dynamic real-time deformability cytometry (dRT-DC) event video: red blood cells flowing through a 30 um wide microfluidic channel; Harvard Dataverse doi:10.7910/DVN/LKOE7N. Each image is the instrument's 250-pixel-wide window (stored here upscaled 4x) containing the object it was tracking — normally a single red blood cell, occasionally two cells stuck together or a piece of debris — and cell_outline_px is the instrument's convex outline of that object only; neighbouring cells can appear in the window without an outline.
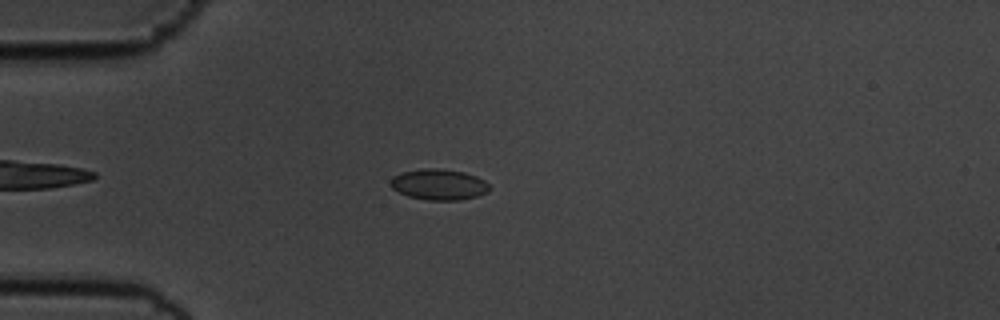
{"species": "common noctule bat (a hibernating species)", "species_latin": "Nyctalus noctula", "temperature_condition": "cold", "stored_images_in_passage": 50, "camera_frame_rate_fps": 3000, "um_per_image_px": 0.085, "animal": {"sex": "male", "body_mass_g": 19.5, "forearm_length_mm": 54.6}, "frame": {"image": 1, "passage_image": 9, "time_ms": 2.667, "image_size_px": [1000, 320], "cell_outline_px": [[492, 188], [488, 192], [476, 196], [460, 200], [428, 200], [408, 196], [392, 188], [392, 176], [400, 172], [424, 168], [440, 168], [464, 172], [476, 176], [484, 180]], "centroid_in_image_um": [37.33, 15.67], "position_along_channel_um": 47.7, "area_um2": 17.8}}
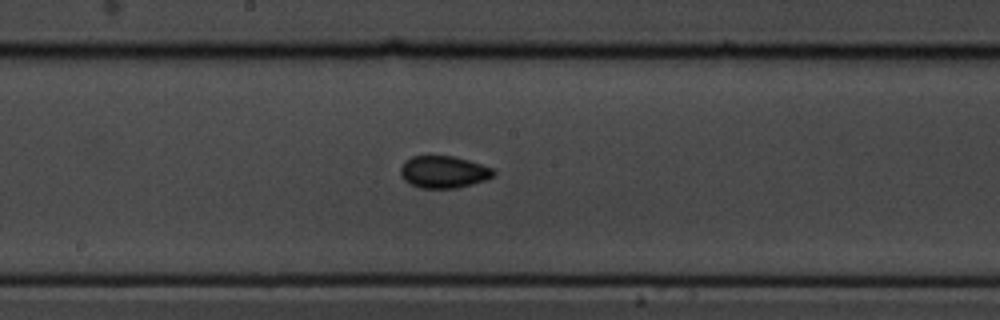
{"frame": {"image": 2, "passage_image": 24, "time_ms": 7.667, "image_size_px": [1000, 320], "cell_outline_px": [[496, 172], [492, 176], [484, 180], [472, 184], [456, 188], [420, 188], [404, 180], [400, 172], [400, 168], [412, 156], [452, 156], [468, 160], [492, 168]], "centroid_in_image_um": [37.71, 14.62], "position_along_channel_um": 210.5, "area_um2": 17.11}}
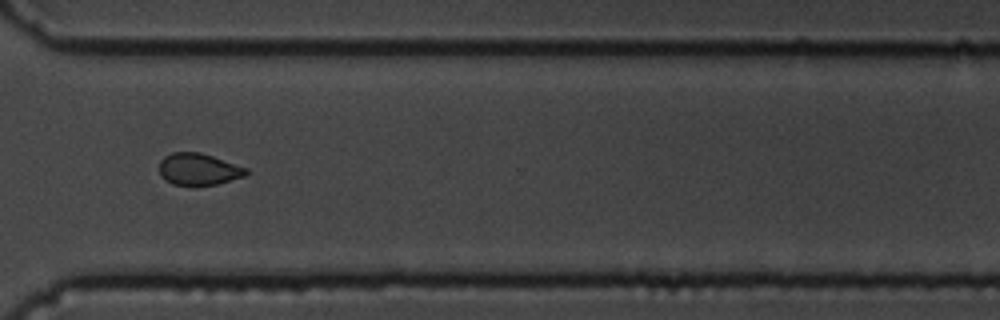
{"frame": {"image": 3, "passage_image": 36, "time_ms": 11.667, "image_size_px": [1000, 320], "cell_outline_px": [[248, 172], [244, 176], [216, 184], [192, 188], [172, 184], [160, 176], [160, 160], [164, 156], [172, 152], [200, 152], [248, 168]], "centroid_in_image_um": [16.84, 14.41], "position_along_channel_um": 353.8, "area_um2": 16.47}, "authors_computed_cell_mechanics": {"area_um2": 16.7331, "velocity_mm_per_s": 3.5836, "shape_relaxation_time_tau1_ms": 2.8635, "shape_relaxation_time_tau2_ms": null, "deformation_change_tau1": 0.0555, "deformation_change_tau2": null}}